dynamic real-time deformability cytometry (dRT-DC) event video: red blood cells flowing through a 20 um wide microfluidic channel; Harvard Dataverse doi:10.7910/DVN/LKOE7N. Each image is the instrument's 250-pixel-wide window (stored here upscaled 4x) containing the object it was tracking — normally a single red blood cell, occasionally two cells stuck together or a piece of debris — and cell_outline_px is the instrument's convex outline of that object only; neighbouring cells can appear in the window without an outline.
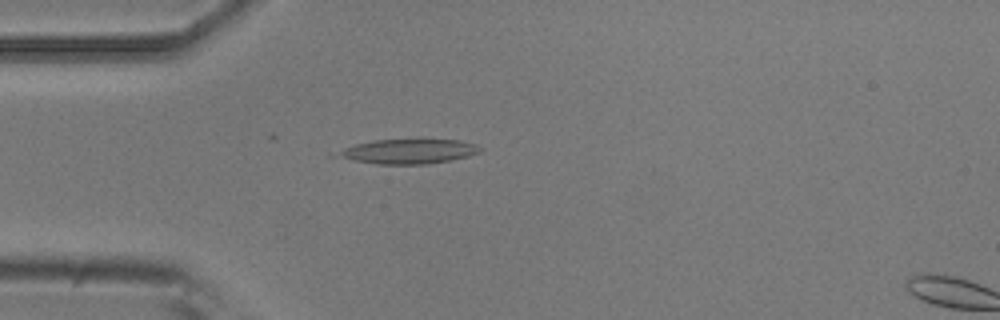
{"species": "common noctule bat (a hibernating species)", "species_latin": "Nyctalus noctula", "temperature_condition": "room temperature", "stored_images_in_passage": 3, "camera_frame_rate_fps": 3000, "um_per_image_px": 0.085, "animal": {"sex": "male", "body_mass_g": 20.5, "forearm_length_mm": 52.5}, "frame": {"image": 1, "passage_image": 2, "time_ms": 1.0, "image_size_px": [1000, 320], "cell_outline_px": [[480, 152], [468, 156], [428, 164], [376, 164], [328, 156], [344, 148], [356, 144], [372, 140], [460, 140], [476, 144], [480, 148]], "centroid_in_image_um": [34.63, 12.88], "position_along_channel_um": 50.4, "area_um2": 20.4}}